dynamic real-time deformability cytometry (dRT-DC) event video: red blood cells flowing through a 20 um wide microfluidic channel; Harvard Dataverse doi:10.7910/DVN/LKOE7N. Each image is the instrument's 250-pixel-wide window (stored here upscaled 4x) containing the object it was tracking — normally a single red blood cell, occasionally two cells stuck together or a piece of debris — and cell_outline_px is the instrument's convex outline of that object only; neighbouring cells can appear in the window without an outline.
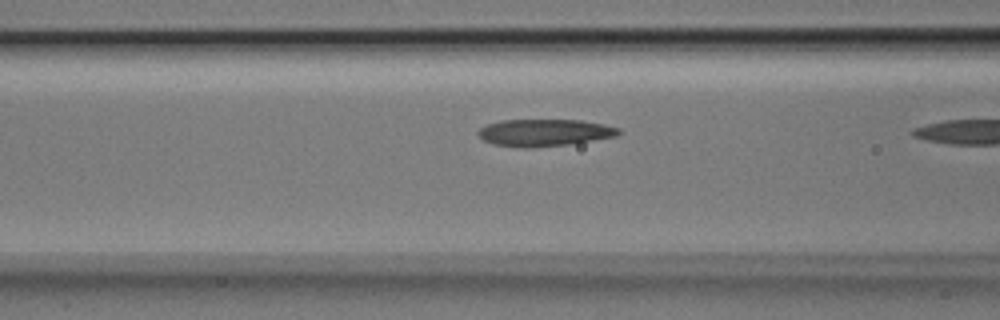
{"species": "Egyptian fruit bat (a non-hibernating species)", "species_latin": "Rousettus aegyptiacus", "temperature_condition": "room temperature", "stored_images_in_passage": 10, "camera_frame_rate_fps": 3000, "um_per_image_px": 0.085, "animal": {"sex": "male"}, "frame": {"image": 1, "passage_image": 9, "time_ms": 2.667, "image_size_px": [1000, 320], "cell_outline_px": [[620, 132], [616, 136], [568, 144], [536, 148], [520, 148], [492, 144], [484, 140], [476, 132], [480, 128], [488, 124], [500, 120], [580, 120], [604, 124], [620, 128]], "centroid_in_image_um": [46.24, 11.28], "position_along_channel_um": 120.4, "area_um2": 22.2}}